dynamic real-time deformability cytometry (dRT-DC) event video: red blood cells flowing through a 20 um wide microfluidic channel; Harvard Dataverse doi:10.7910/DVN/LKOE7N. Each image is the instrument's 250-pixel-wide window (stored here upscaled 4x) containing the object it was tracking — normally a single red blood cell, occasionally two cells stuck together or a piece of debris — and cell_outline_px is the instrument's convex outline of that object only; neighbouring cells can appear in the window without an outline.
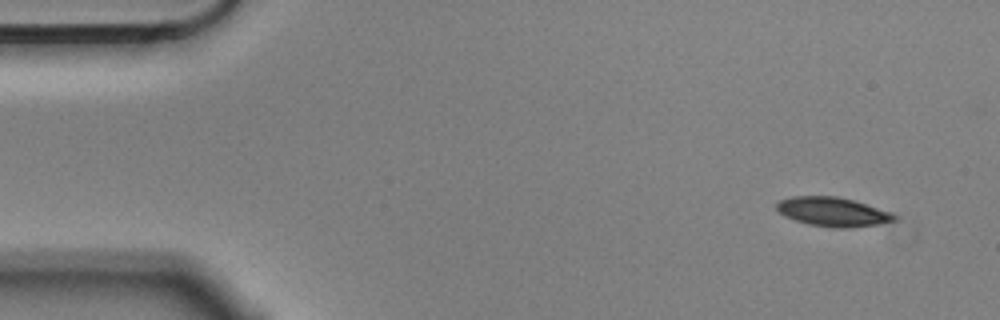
{"species": "Egyptian fruit bat (a non-hibernating species)", "species_latin": "Rousettus aegyptiacus", "temperature_condition": "cold", "stored_images_in_passage": 6, "camera_frame_rate_fps": 3000, "um_per_image_px": 0.085, "animal": {"sex": "male"}, "frame": {"image": 1, "passage_image": 1, "time_ms": 0.0, "image_size_px": [1000, 320], "cell_outline_px": [[896, 220], [876, 224], [844, 228], [832, 228], [808, 224], [784, 216], [776, 208], [776, 204], [780, 200], [792, 196], [836, 196], [852, 200], [888, 212], [896, 216]], "centroid_in_image_um": [70.71, 18.0], "position_along_channel_um": 14.3, "area_um2": 19.54}}
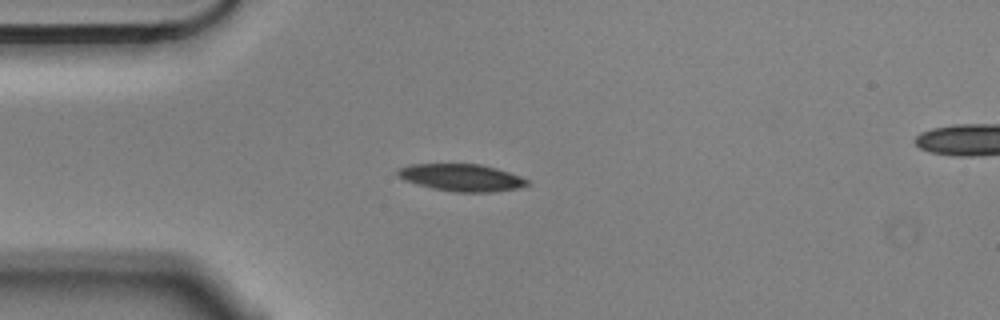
{"frame": {"image": 2, "passage_image": 4, "time_ms": 1.0, "image_size_px": [1000, 320], "cell_outline_px": [[528, 184], [520, 188], [492, 192], [456, 192], [432, 188], [416, 184], [404, 180], [396, 172], [400, 168], [412, 164], [480, 164], [496, 168], [520, 176], [528, 180]], "centroid_in_image_um": [39.24, 15.1], "position_along_channel_um": 45.8, "area_um2": 20.35}}